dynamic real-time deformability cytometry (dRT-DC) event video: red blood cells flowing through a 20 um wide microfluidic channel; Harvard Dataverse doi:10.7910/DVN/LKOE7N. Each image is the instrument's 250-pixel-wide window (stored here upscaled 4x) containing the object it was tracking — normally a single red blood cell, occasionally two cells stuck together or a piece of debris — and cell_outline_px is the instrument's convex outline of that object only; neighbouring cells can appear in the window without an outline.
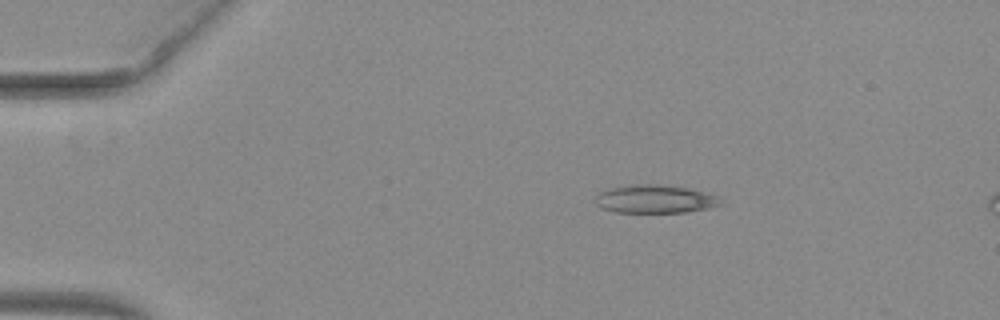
{"species": "common noctule bat (a hibernating species)", "species_latin": "Nyctalus noctula", "temperature_condition": "warm", "stored_images_in_passage": 15, "camera_frame_rate_fps": 3000, "um_per_image_px": 0.085, "animal": {"sex": "female", "body_mass_g": 29.2, "forearm_length_mm": 56.3}, "frame": {"image": 1, "passage_image": 9, "time_ms": 2.667, "image_size_px": [1000, 320], "cell_outline_px": [[724, 204], [708, 208], [684, 212], [616, 212], [600, 208], [592, 200], [600, 192], [608, 188], [632, 184], [660, 184], [688, 188], [720, 196], [724, 200]], "centroid_in_image_um": [55.68, 16.91], "position_along_channel_um": 29.3, "area_um2": 20.92}}